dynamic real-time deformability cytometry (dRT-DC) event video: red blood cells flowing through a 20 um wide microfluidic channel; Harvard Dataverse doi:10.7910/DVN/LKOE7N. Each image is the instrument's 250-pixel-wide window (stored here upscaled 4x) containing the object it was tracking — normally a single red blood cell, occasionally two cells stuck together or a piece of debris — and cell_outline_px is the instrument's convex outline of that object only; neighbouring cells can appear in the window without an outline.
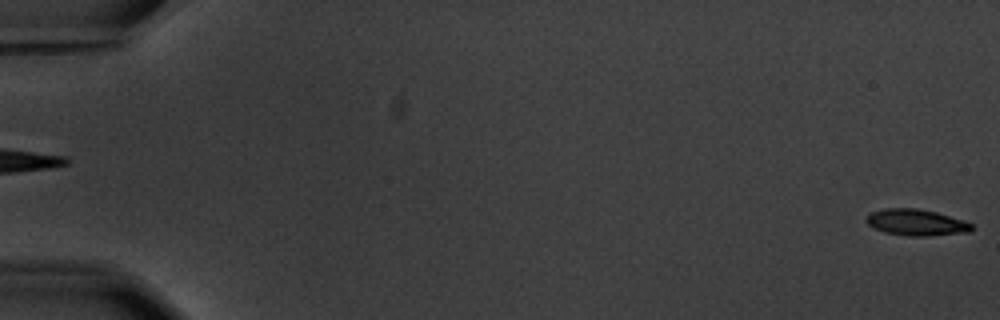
{"species": "common noctule bat (a hibernating species)", "species_latin": "Nyctalus noctula", "temperature_condition": "warm", "stored_images_in_passage": 6, "segment_of_instrument_passage": [2, 2], "camera_frame_rate_fps": 3000, "um_per_image_px": 0.085, "animal": {"sex": "male", "body_mass_g": 20.1, "forearm_length_mm": 53.5}, "frame": {"image": 1, "passage_image": 6, "time_ms": 6.667, "image_size_px": [1000, 320], "cell_outline_px": [[972, 228], [968, 232], [928, 236], [908, 236], [884, 232], [868, 224], [864, 220], [872, 212], [884, 208], [916, 208], [936, 212], [964, 220], [972, 224]], "centroid_in_image_um": [77.88, 18.9], "position_along_channel_um": 7.1, "area_um2": 16.07}}